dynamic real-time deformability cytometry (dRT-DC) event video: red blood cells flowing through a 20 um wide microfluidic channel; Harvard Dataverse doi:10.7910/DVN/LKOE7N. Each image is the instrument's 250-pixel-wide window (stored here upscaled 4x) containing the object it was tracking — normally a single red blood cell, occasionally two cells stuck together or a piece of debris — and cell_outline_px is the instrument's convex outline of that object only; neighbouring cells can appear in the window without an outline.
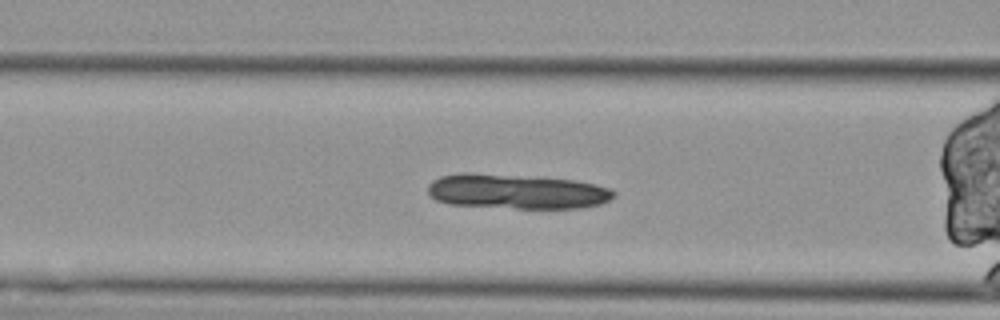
{"species": "Egyptian fruit bat (a non-hibernating species)", "species_latin": "Rousettus aegyptiacus", "temperature_condition": "cold", "stored_images_in_passage": 42, "camera_frame_rate_fps": 3000, "um_per_image_px": 0.085, "animal": {"sex": "female"}, "frame": {"image": 1, "passage_image": 6, "time_ms": 1.667, "image_size_px": [1000, 320], "cell_outline_px": [[616, 192], [608, 200], [600, 204], [580, 208], [516, 208], [452, 204], [436, 200], [428, 196], [428, 184], [432, 180], [440, 176], [460, 172], [472, 172], [576, 180], [608, 188]], "centroid_in_image_um": [43.84, 16.26], "position_along_channel_um": 122.8, "area_um2": 37.63}}
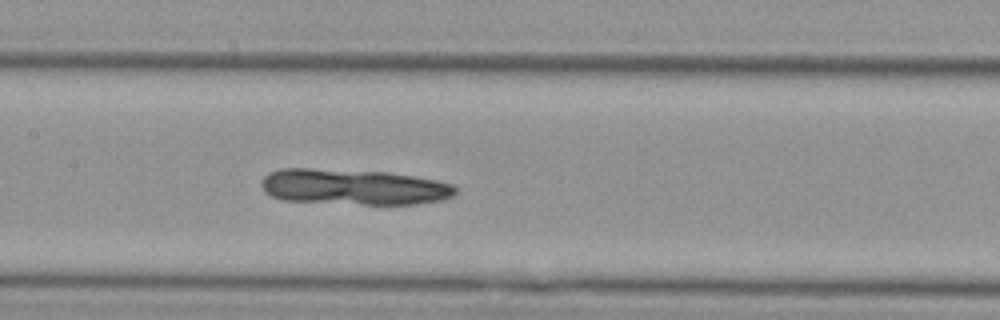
{"frame": {"image": 2, "passage_image": 11, "time_ms": 3.333, "image_size_px": [1000, 320], "cell_outline_px": [[456, 192], [452, 196], [440, 200], [416, 204], [364, 204], [280, 200], [264, 192], [260, 184], [264, 176], [268, 172], [280, 168], [308, 168], [388, 172], [436, 180], [452, 184], [456, 188]], "centroid_in_image_um": [30.0, 15.88], "position_along_channel_um": 177.4, "area_um2": 40.46}}